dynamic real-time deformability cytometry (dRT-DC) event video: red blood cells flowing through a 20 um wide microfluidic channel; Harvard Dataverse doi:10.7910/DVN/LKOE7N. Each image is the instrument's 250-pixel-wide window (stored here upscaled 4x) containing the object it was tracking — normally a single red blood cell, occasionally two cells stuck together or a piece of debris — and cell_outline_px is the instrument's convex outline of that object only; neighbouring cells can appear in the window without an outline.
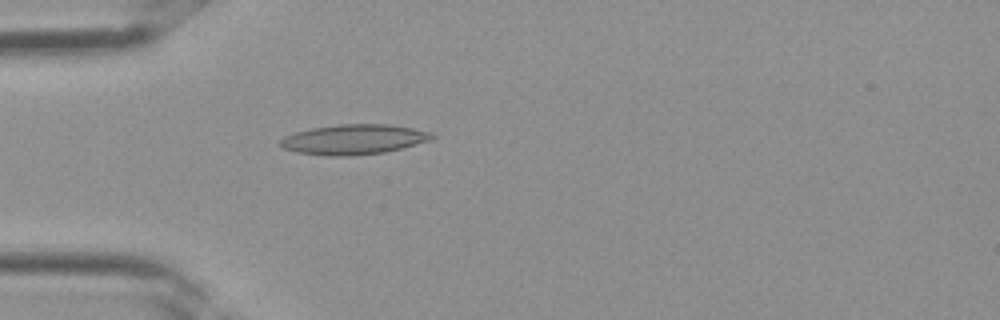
{"species": "Egyptian fruit bat (a non-hibernating species)", "species_latin": "Rousettus aegyptiacus", "temperature_condition": "room temperature", "stored_images_in_passage": 3, "camera_frame_rate_fps": 3000, "um_per_image_px": 0.085, "frame": {"image": 1, "passage_image": 3, "time_ms": 0.667, "image_size_px": [1000, 320], "cell_outline_px": [[436, 136], [432, 140], [384, 152], [348, 156], [324, 156], [296, 152], [284, 148], [276, 144], [284, 136], [296, 132], [312, 128], [340, 124], [388, 124], [412, 128], [428, 132]], "centroid_in_image_um": [30.02, 11.85], "position_along_channel_um": 55.0, "area_um2": 26.47}}